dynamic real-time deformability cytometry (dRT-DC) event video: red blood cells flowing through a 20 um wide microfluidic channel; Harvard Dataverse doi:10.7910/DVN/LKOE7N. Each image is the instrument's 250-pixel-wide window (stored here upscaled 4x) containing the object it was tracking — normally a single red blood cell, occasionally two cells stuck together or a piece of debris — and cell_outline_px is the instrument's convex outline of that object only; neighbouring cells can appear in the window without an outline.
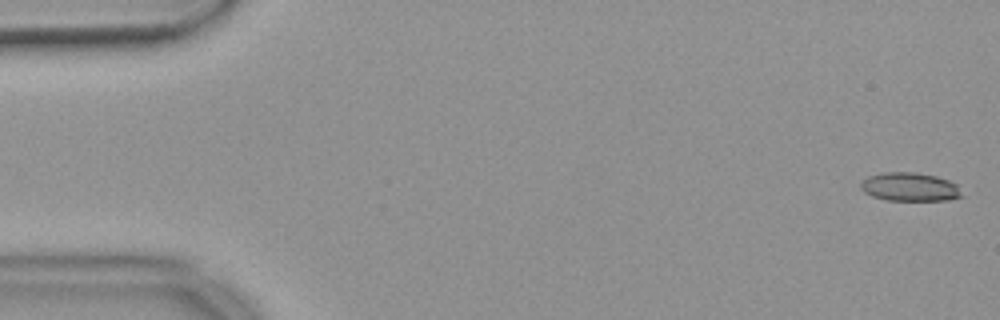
{"species": "common noctule bat (a hibernating species)", "species_latin": "Nyctalus noctula", "temperature_condition": "warm", "stored_images_in_passage": 55, "camera_frame_rate_fps": 3000, "um_per_image_px": 0.085, "animal": {"sex": "female", "body_mass_g": 18.4}, "frame": {"image": 1, "passage_image": 1, "time_ms": 0.0, "image_size_px": [1000, 320], "cell_outline_px": [[964, 196], [948, 200], [884, 200], [872, 196], [864, 192], [860, 188], [860, 184], [868, 176], [880, 172], [912, 172], [936, 176], [948, 180], [956, 184]], "centroid_in_image_um": [77.32, 15.89], "position_along_channel_um": 7.7, "area_um2": 16.88}}
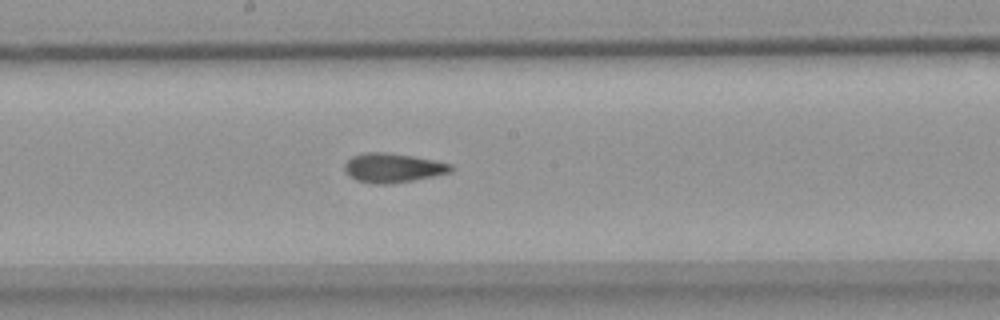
{"frame": {"image": 2, "passage_image": 29, "time_ms": 9.333, "image_size_px": [1000, 320], "cell_outline_px": [[452, 172], [412, 180], [388, 184], [376, 184], [356, 180], [344, 172], [344, 164], [352, 156], [364, 152], [388, 152], [412, 156], [452, 164]], "centroid_in_image_um": [33.35, 14.26], "position_along_channel_um": 214.9, "area_um2": 18.03}}
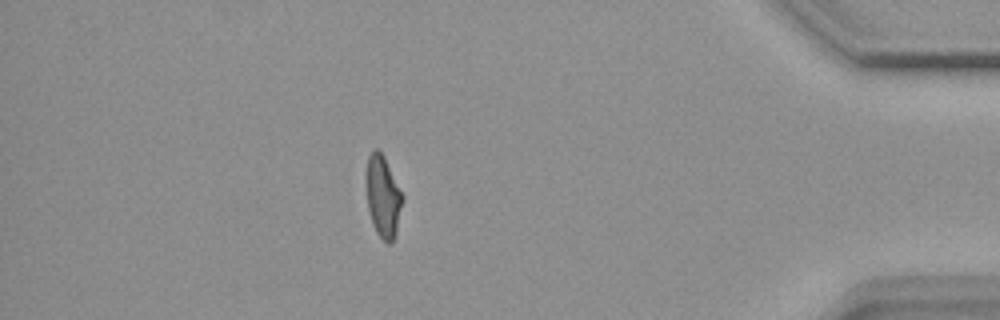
{"frame": {"image": 3, "passage_image": 48, "time_ms": 15.667, "image_size_px": [1000, 320], "cell_outline_px": [[404, 200], [396, 232], [392, 240], [388, 244], [376, 232], [372, 224], [368, 208], [364, 176], [368, 156], [372, 148], [376, 148], [384, 156], [404, 196]], "centroid_in_image_um": [32.53, 16.65], "position_along_channel_um": 402.7, "area_um2": 17.63}, "authors_computed_cell_mechanics": {"area_um2": 17.629, "velocity_mm_per_s": 3.6919, "shape_relaxation_time_tau1_ms": null, "shape_relaxation_time_tau2_ms": 1.5356, "deformation_change_tau1": null, "deformation_change_tau2": 0.0788}}